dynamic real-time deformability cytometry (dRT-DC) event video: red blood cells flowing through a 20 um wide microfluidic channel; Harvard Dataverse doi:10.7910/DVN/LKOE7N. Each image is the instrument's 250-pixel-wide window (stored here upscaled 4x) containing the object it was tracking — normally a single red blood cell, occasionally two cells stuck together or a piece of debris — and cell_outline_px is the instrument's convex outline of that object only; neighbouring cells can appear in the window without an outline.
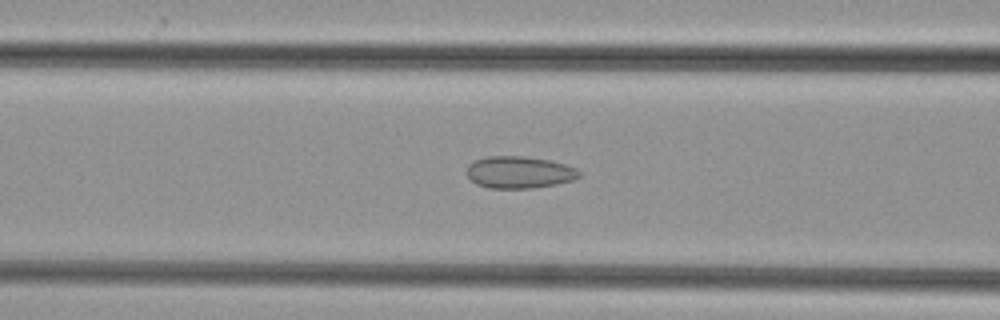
{"species": "common noctule bat (a hibernating species)", "species_latin": "Nyctalus noctula", "temperature_condition": "cold", "stored_images_in_passage": 37, "camera_frame_rate_fps": 3000, "um_per_image_px": 0.085, "animal": {"sex": "female", "body_mass_g": 29.2, "forearm_length_mm": 56.3}, "frame": {"image": 1, "passage_image": 8, "time_ms": 2.333, "image_size_px": [1000, 320], "cell_outline_px": [[580, 176], [572, 180], [556, 184], [532, 188], [488, 188], [476, 184], [468, 176], [468, 164], [476, 160], [488, 156], [524, 156], [548, 160], [564, 164], [576, 168], [580, 172]], "centroid_in_image_um": [44.13, 14.64], "position_along_channel_um": 122.5, "area_um2": 20.81}}
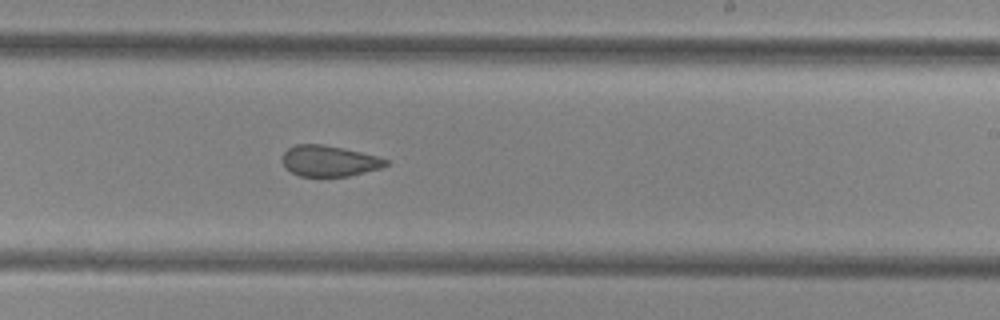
{"frame": {"image": 2, "passage_image": 18, "time_ms": 5.667, "image_size_px": [1000, 320], "cell_outline_px": [[388, 164], [380, 168], [348, 176], [300, 176], [292, 172], [280, 160], [280, 156], [288, 148], [296, 144], [324, 144], [344, 148], [376, 156], [388, 160]], "centroid_in_image_um": [27.94, 13.67], "position_along_channel_um": 261.1, "area_um2": 18.55}}
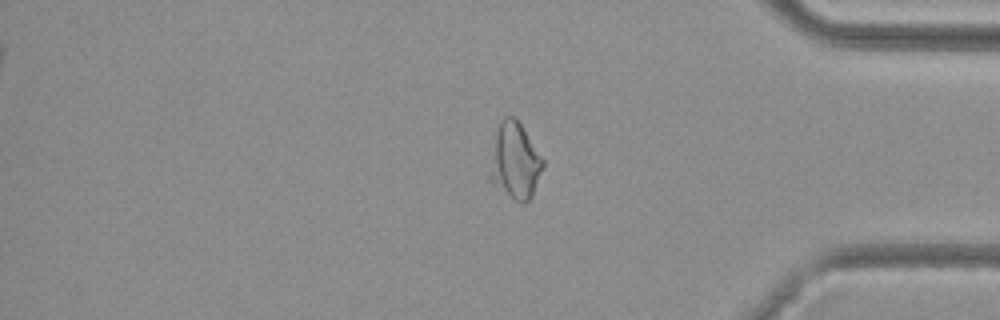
{"frame": {"image": 3, "passage_image": 29, "time_ms": 9.333, "image_size_px": [1000, 320], "cell_outline_px": [[544, 164], [532, 196], [524, 204], [520, 204], [488, 180], [488, 176], [496, 132], [504, 116], [516, 116], [544, 160]], "centroid_in_image_um": [43.77, 13.7], "position_along_channel_um": 391.4, "area_um2": 23.41}}